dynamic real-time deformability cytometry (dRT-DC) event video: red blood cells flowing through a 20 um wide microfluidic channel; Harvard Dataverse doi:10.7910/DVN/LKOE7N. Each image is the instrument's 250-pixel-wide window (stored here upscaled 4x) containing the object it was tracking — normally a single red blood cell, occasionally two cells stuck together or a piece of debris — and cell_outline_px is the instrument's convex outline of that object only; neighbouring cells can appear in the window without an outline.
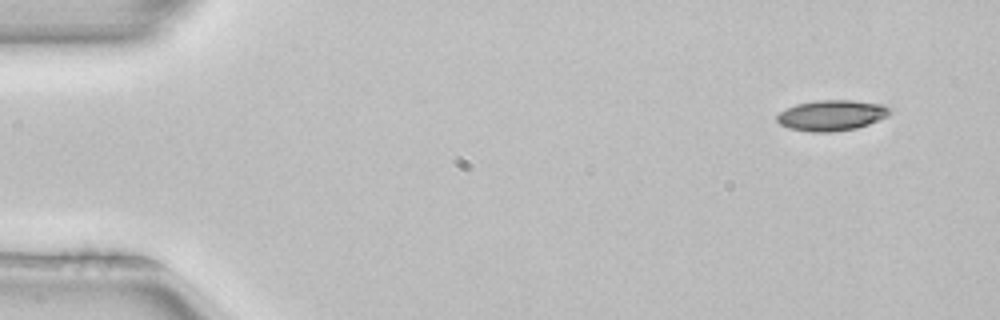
{"species": "common noctule bat (a hibernating species)", "species_latin": "Nyctalus noctula", "temperature_condition": "room temperature", "stored_images_in_passage": 5, "camera_frame_rate_fps": 3000, "um_per_image_px": 0.085, "animal": {"sex": "female", "body_mass_g": 22.7, "forearm_length_mm": 54.2}, "frame": {"image": 1, "passage_image": 1, "time_ms": 0.0, "image_size_px": [1000, 320], "cell_outline_px": [[892, 112], [888, 116], [868, 124], [856, 128], [832, 132], [812, 132], [788, 128], [780, 124], [776, 120], [776, 116], [780, 112], [796, 104], [816, 100], [852, 100], [884, 104], [892, 108]], "centroid_in_image_um": [70.71, 9.8], "position_along_channel_um": 14.3, "area_um2": 20.29}}
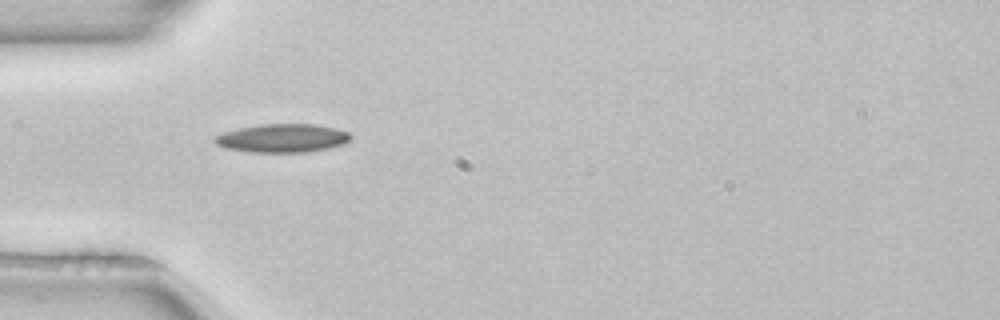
{"frame": {"image": 2, "passage_image": 4, "time_ms": 1.0, "image_size_px": [1000, 320], "cell_outline_px": [[352, 136], [344, 144], [328, 148], [304, 152], [248, 152], [224, 148], [216, 144], [212, 140], [216, 136], [224, 132], [240, 128], [260, 124], [316, 124], [336, 128], [348, 132]], "centroid_in_image_um": [23.99, 11.74], "position_along_channel_um": 61.0, "area_um2": 22.54}}